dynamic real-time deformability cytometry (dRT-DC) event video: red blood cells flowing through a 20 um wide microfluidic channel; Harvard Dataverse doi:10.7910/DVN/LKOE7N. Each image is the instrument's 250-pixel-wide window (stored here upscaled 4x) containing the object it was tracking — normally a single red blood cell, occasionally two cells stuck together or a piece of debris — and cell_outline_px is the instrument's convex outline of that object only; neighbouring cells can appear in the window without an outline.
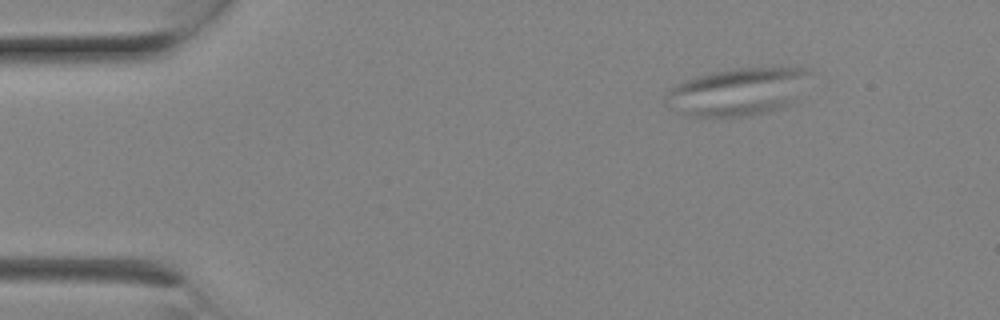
{"species": "Egyptian fruit bat (a non-hibernating species)", "species_latin": "Rousettus aegyptiacus", "temperature_condition": "room temperature", "stored_images_in_passage": 9, "camera_frame_rate_fps": 3000, "um_per_image_px": 0.085, "animal": {"sex": "female"}, "frame": {"image": 1, "passage_image": 4, "time_ms": 1.0, "image_size_px": [1000, 320], "cell_outline_px": [[820, 76], [784, 108], [752, 116], [688, 116], [668, 108], [664, 96], [668, 88], [684, 80], [696, 76], [712, 72], [764, 64], [812, 68]], "centroid_in_image_um": [62.89, 7.72], "position_along_channel_um": 22.1, "area_um2": 42.31}}
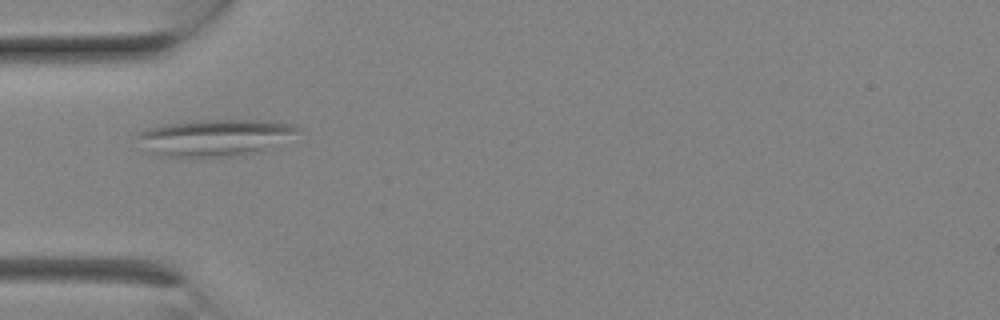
{"frame": {"image": 2, "passage_image": 8, "time_ms": 2.333, "image_size_px": [1000, 320], "cell_outline_px": [[300, 128], [264, 148], [256, 152], [232, 156], [164, 156], [148, 152], [132, 136], [148, 128], [164, 124], [196, 120], [272, 120], [296, 124]], "centroid_in_image_um": [18.11, 11.67], "position_along_channel_um": 66.9, "area_um2": 33.64}}